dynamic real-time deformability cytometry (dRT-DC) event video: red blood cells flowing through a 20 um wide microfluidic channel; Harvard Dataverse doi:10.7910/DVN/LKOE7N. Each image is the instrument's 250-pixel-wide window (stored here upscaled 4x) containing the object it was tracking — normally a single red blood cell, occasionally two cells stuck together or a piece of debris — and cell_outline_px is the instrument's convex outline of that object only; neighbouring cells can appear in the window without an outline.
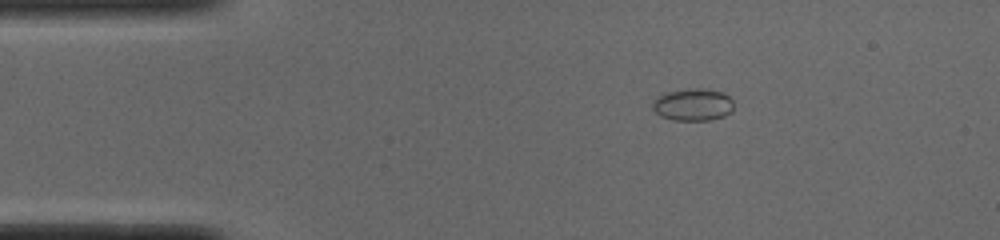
{"species": "common noctule bat (a hibernating species)", "species_latin": "Nyctalus noctula", "temperature_condition": "cold", "stored_images_in_passage": 44, "camera_frame_rate_fps": 3000, "um_per_image_px": 0.085, "animal": {"sex": "male", "body_mass_g": 19.0, "forearm_length_mm": 50.8}, "frame": {"image": 1, "passage_image": 1, "time_ms": 0.0, "image_size_px": [1000, 240], "cell_outline_px": [[732, 112], [724, 116], [712, 120], [672, 120], [660, 116], [652, 108], [652, 100], [656, 96], [664, 92], [696, 88], [724, 92], [732, 100]], "centroid_in_image_um": [58.87, 8.9], "position_along_channel_um": 26.1, "area_um2": 15.37}}
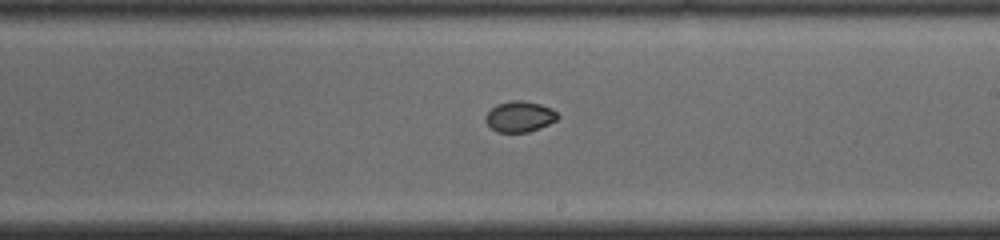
{"frame": {"image": 2, "passage_image": 22, "time_ms": 7.0, "image_size_px": [1000, 240], "cell_outline_px": [[560, 116], [556, 120], [540, 128], [528, 132], [496, 132], [484, 120], [484, 116], [496, 104], [512, 100], [524, 100], [540, 104], [552, 108]], "centroid_in_image_um": [44.17, 9.9], "position_along_channel_um": 244.8, "area_um2": 13.01}}
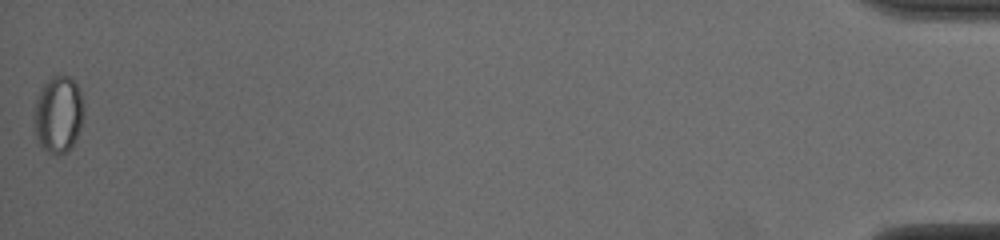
{"frame": {"image": 3, "passage_image": 44, "time_ms": 14.333, "image_size_px": [1000, 240], "cell_outline_px": [[84, 108], [80, 128], [72, 144], [60, 156], [56, 156], [40, 148], [36, 136], [36, 100], [40, 88], [52, 76], [72, 76], [80, 92], [84, 104]], "centroid_in_image_um": [4.97, 9.72], "position_along_channel_um": 430.2, "area_um2": 21.96}, "authors_computed_cell_mechanics": {"area_um2": 13.5541, "velocity_mm_per_s": 3.8899, "shape_relaxation_time_tau1_ms": 7.1691, "shape_relaxation_time_tau2_ms": null, "deformation_change_tau1": 0.1043, "deformation_change_tau2": null}}